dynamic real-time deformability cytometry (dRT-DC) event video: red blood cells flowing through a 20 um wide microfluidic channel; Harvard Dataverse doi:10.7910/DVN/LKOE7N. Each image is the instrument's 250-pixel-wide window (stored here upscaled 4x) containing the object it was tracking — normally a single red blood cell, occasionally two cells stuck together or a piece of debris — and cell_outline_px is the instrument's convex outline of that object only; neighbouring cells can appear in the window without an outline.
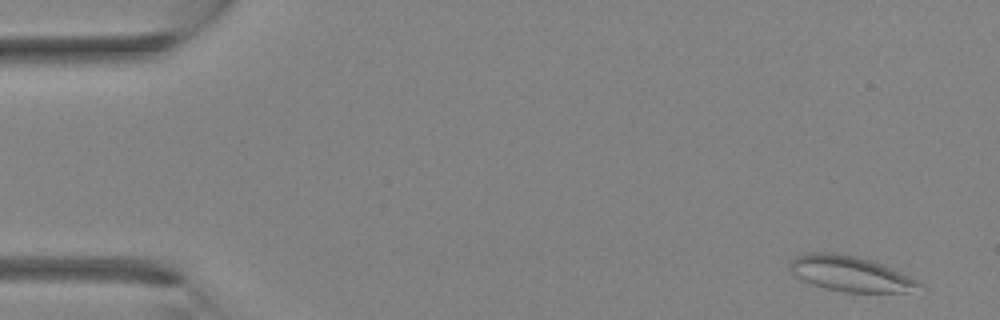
{"species": "Egyptian fruit bat (a non-hibernating species)", "species_latin": "Rousettus aegyptiacus", "temperature_condition": "room temperature", "stored_images_in_passage": 3, "camera_frame_rate_fps": 3000, "um_per_image_px": 0.085, "animal": {"sex": "female"}, "frame": {"image": 1, "passage_image": 1, "time_ms": 0.0, "image_size_px": [1000, 320], "cell_outline_px": [[924, 288], [908, 292], [844, 292], [824, 288], [812, 284], [796, 276], [788, 268], [792, 260], [796, 256], [804, 252], [836, 252], [856, 256], [872, 260], [892, 268], [924, 284]], "centroid_in_image_um": [72.29, 23.26], "position_along_channel_um": 12.7, "area_um2": 26.82}}